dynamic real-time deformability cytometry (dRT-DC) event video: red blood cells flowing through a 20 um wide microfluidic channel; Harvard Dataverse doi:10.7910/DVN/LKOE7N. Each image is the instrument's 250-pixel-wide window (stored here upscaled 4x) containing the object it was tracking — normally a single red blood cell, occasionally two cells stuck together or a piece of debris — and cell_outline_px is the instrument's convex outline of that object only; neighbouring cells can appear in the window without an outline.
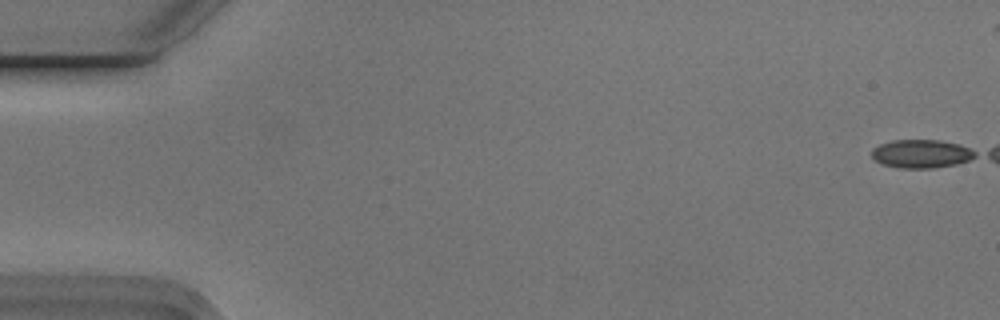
{"species": "Egyptian fruit bat (a non-hibernating species)", "species_latin": "Rousettus aegyptiacus", "temperature_condition": "cold", "stored_images_in_passage": 7, "camera_frame_rate_fps": 3000, "um_per_image_px": 0.085, "animal": {"sex": "male"}, "frame": {"image": 1, "passage_image": 1, "time_ms": 0.0, "image_size_px": [1000, 320], "cell_outline_px": [[976, 156], [968, 160], [956, 164], [932, 168], [900, 168], [884, 164], [876, 160], [872, 156], [872, 148], [880, 144], [892, 140], [940, 140], [960, 144], [976, 152]], "centroid_in_image_um": [78.31, 13.06], "position_along_channel_um": 6.7, "area_um2": 16.99}}
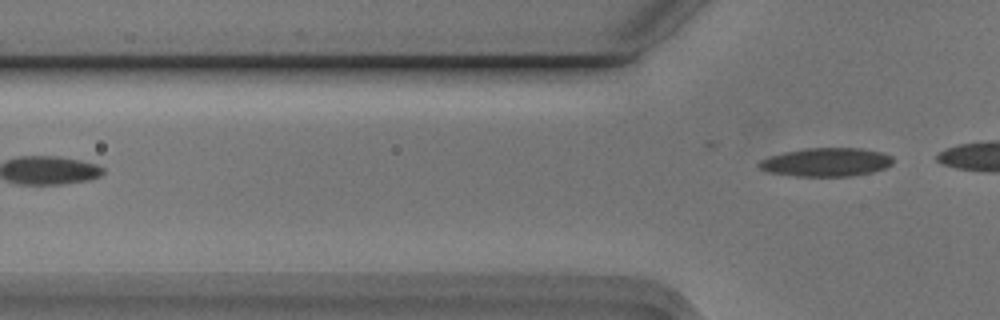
{"frame": {"image": 2, "passage_image": 7, "time_ms": 2.0, "image_size_px": [1000, 320], "cell_outline_px": [[892, 164], [884, 168], [872, 172], [852, 176], [796, 176], [768, 172], [760, 168], [756, 164], [760, 160], [768, 156], [784, 152], [804, 148], [860, 148], [884, 152], [892, 156]], "centroid_in_image_um": [70.21, 13.78], "position_along_channel_um": 55.6, "area_um2": 22.43}}